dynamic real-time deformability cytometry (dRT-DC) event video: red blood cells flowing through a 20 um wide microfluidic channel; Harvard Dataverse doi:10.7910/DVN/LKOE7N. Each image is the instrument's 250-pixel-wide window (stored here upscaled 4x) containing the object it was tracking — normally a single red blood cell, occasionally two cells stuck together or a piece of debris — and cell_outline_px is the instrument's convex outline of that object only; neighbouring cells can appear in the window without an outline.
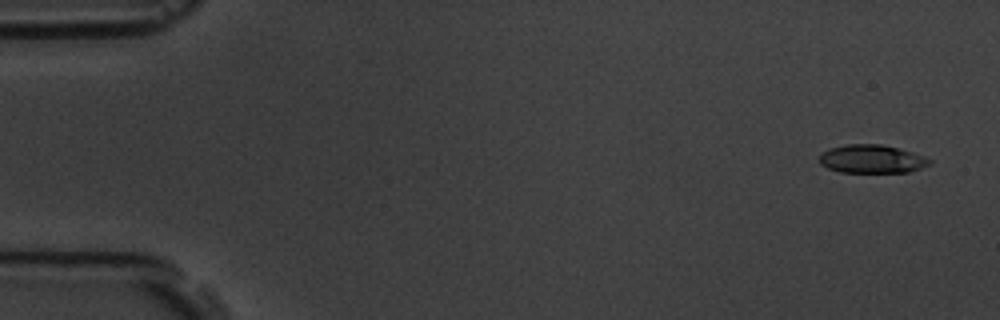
{"species": "common noctule bat (a hibernating species)", "species_latin": "Nyctalus noctula", "temperature_condition": "room temperature", "stored_images_in_passage": 5, "camera_frame_rate_fps": 3000, "um_per_image_px": 0.085, "animal": {"sex": "male", "body_mass_g": 19.5, "forearm_length_mm": 54.6}, "frame": {"image": 1, "passage_image": 1, "time_ms": 0.0, "image_size_px": [1000, 320], "cell_outline_px": [[932, 160], [928, 164], [920, 168], [908, 172], [840, 172], [828, 168], [820, 164], [820, 152], [832, 148], [848, 144], [880, 144], [912, 152], [924, 156]], "centroid_in_image_um": [74.08, 13.51], "position_along_channel_um": 10.9, "area_um2": 17.98}}
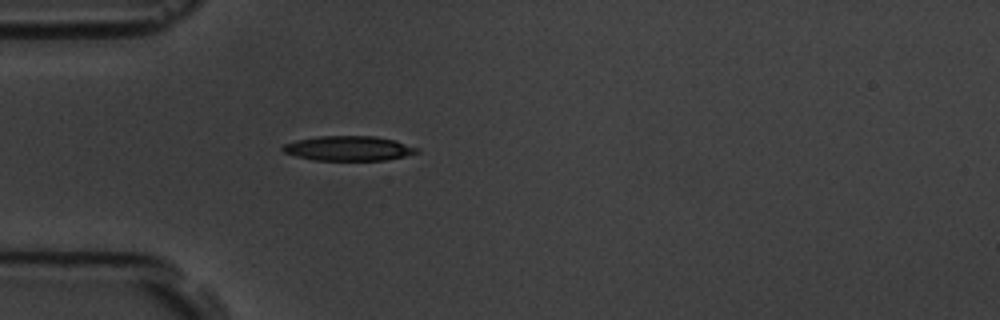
{"frame": {"image": 2, "passage_image": 5, "time_ms": 4.667, "image_size_px": [1000, 320], "cell_outline_px": [[420, 152], [404, 156], [384, 160], [312, 160], [296, 156], [284, 152], [280, 148], [284, 144], [296, 140], [320, 136], [376, 136], [396, 140], [420, 148]], "centroid_in_image_um": [29.65, 12.6], "position_along_channel_um": 55.3, "area_um2": 19.42}}